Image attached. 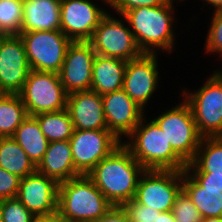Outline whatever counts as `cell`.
<instances>
[{"label": "cell", "instance_id": "obj_9", "mask_svg": "<svg viewBox=\"0 0 222 222\" xmlns=\"http://www.w3.org/2000/svg\"><path fill=\"white\" fill-rule=\"evenodd\" d=\"M139 178L134 201L159 212L171 211L183 189V171L145 169Z\"/></svg>", "mask_w": 222, "mask_h": 222}, {"label": "cell", "instance_id": "obj_17", "mask_svg": "<svg viewBox=\"0 0 222 222\" xmlns=\"http://www.w3.org/2000/svg\"><path fill=\"white\" fill-rule=\"evenodd\" d=\"M101 97L107 129L118 140L122 134L129 136L143 117L142 108L123 89Z\"/></svg>", "mask_w": 222, "mask_h": 222}, {"label": "cell", "instance_id": "obj_7", "mask_svg": "<svg viewBox=\"0 0 222 222\" xmlns=\"http://www.w3.org/2000/svg\"><path fill=\"white\" fill-rule=\"evenodd\" d=\"M154 121L164 131L172 149L186 163H190L203 137L197 130L189 104L184 101L180 106L177 105L168 110Z\"/></svg>", "mask_w": 222, "mask_h": 222}, {"label": "cell", "instance_id": "obj_39", "mask_svg": "<svg viewBox=\"0 0 222 222\" xmlns=\"http://www.w3.org/2000/svg\"><path fill=\"white\" fill-rule=\"evenodd\" d=\"M207 1V3L209 2V4L213 5L216 8V12L217 11H222V0H205Z\"/></svg>", "mask_w": 222, "mask_h": 222}, {"label": "cell", "instance_id": "obj_21", "mask_svg": "<svg viewBox=\"0 0 222 222\" xmlns=\"http://www.w3.org/2000/svg\"><path fill=\"white\" fill-rule=\"evenodd\" d=\"M126 65L127 62L121 59L96 54L93 62L90 90L103 96L123 89Z\"/></svg>", "mask_w": 222, "mask_h": 222}, {"label": "cell", "instance_id": "obj_33", "mask_svg": "<svg viewBox=\"0 0 222 222\" xmlns=\"http://www.w3.org/2000/svg\"><path fill=\"white\" fill-rule=\"evenodd\" d=\"M20 179L0 167V200L17 197Z\"/></svg>", "mask_w": 222, "mask_h": 222}, {"label": "cell", "instance_id": "obj_25", "mask_svg": "<svg viewBox=\"0 0 222 222\" xmlns=\"http://www.w3.org/2000/svg\"><path fill=\"white\" fill-rule=\"evenodd\" d=\"M0 167L19 178L36 171V166L12 137H0Z\"/></svg>", "mask_w": 222, "mask_h": 222}, {"label": "cell", "instance_id": "obj_35", "mask_svg": "<svg viewBox=\"0 0 222 222\" xmlns=\"http://www.w3.org/2000/svg\"><path fill=\"white\" fill-rule=\"evenodd\" d=\"M93 222H131V219L123 207L114 206Z\"/></svg>", "mask_w": 222, "mask_h": 222}, {"label": "cell", "instance_id": "obj_37", "mask_svg": "<svg viewBox=\"0 0 222 222\" xmlns=\"http://www.w3.org/2000/svg\"><path fill=\"white\" fill-rule=\"evenodd\" d=\"M155 222H176V220L172 211H164L160 212V216H157Z\"/></svg>", "mask_w": 222, "mask_h": 222}, {"label": "cell", "instance_id": "obj_18", "mask_svg": "<svg viewBox=\"0 0 222 222\" xmlns=\"http://www.w3.org/2000/svg\"><path fill=\"white\" fill-rule=\"evenodd\" d=\"M66 109L70 114L74 129H107L102 97L92 90L68 94Z\"/></svg>", "mask_w": 222, "mask_h": 222}, {"label": "cell", "instance_id": "obj_41", "mask_svg": "<svg viewBox=\"0 0 222 222\" xmlns=\"http://www.w3.org/2000/svg\"><path fill=\"white\" fill-rule=\"evenodd\" d=\"M107 3H109V5L111 6L114 2H115V0H105Z\"/></svg>", "mask_w": 222, "mask_h": 222}, {"label": "cell", "instance_id": "obj_42", "mask_svg": "<svg viewBox=\"0 0 222 222\" xmlns=\"http://www.w3.org/2000/svg\"><path fill=\"white\" fill-rule=\"evenodd\" d=\"M0 222H3V220H2V215H1V211H0Z\"/></svg>", "mask_w": 222, "mask_h": 222}, {"label": "cell", "instance_id": "obj_22", "mask_svg": "<svg viewBox=\"0 0 222 222\" xmlns=\"http://www.w3.org/2000/svg\"><path fill=\"white\" fill-rule=\"evenodd\" d=\"M37 166L42 160L49 141L40 129L35 116L28 115L11 136Z\"/></svg>", "mask_w": 222, "mask_h": 222}, {"label": "cell", "instance_id": "obj_32", "mask_svg": "<svg viewBox=\"0 0 222 222\" xmlns=\"http://www.w3.org/2000/svg\"><path fill=\"white\" fill-rule=\"evenodd\" d=\"M207 37L206 49L222 53V11H215Z\"/></svg>", "mask_w": 222, "mask_h": 222}, {"label": "cell", "instance_id": "obj_31", "mask_svg": "<svg viewBox=\"0 0 222 222\" xmlns=\"http://www.w3.org/2000/svg\"><path fill=\"white\" fill-rule=\"evenodd\" d=\"M123 209L127 212L132 222H155L157 216H160V212L136 203L134 200H131L125 203Z\"/></svg>", "mask_w": 222, "mask_h": 222}, {"label": "cell", "instance_id": "obj_36", "mask_svg": "<svg viewBox=\"0 0 222 222\" xmlns=\"http://www.w3.org/2000/svg\"><path fill=\"white\" fill-rule=\"evenodd\" d=\"M192 178L204 189H222V175H193Z\"/></svg>", "mask_w": 222, "mask_h": 222}, {"label": "cell", "instance_id": "obj_13", "mask_svg": "<svg viewBox=\"0 0 222 222\" xmlns=\"http://www.w3.org/2000/svg\"><path fill=\"white\" fill-rule=\"evenodd\" d=\"M96 52L89 41H72L59 72L67 94L91 89Z\"/></svg>", "mask_w": 222, "mask_h": 222}, {"label": "cell", "instance_id": "obj_2", "mask_svg": "<svg viewBox=\"0 0 222 222\" xmlns=\"http://www.w3.org/2000/svg\"><path fill=\"white\" fill-rule=\"evenodd\" d=\"M113 207L88 175L59 183L57 216L63 222H93Z\"/></svg>", "mask_w": 222, "mask_h": 222}, {"label": "cell", "instance_id": "obj_30", "mask_svg": "<svg viewBox=\"0 0 222 222\" xmlns=\"http://www.w3.org/2000/svg\"><path fill=\"white\" fill-rule=\"evenodd\" d=\"M3 222H33L36 218L17 198L0 200Z\"/></svg>", "mask_w": 222, "mask_h": 222}, {"label": "cell", "instance_id": "obj_8", "mask_svg": "<svg viewBox=\"0 0 222 222\" xmlns=\"http://www.w3.org/2000/svg\"><path fill=\"white\" fill-rule=\"evenodd\" d=\"M188 100L197 130L202 137L222 136V73L216 72Z\"/></svg>", "mask_w": 222, "mask_h": 222}, {"label": "cell", "instance_id": "obj_15", "mask_svg": "<svg viewBox=\"0 0 222 222\" xmlns=\"http://www.w3.org/2000/svg\"><path fill=\"white\" fill-rule=\"evenodd\" d=\"M61 31L72 41H89L106 12L88 0H61Z\"/></svg>", "mask_w": 222, "mask_h": 222}, {"label": "cell", "instance_id": "obj_28", "mask_svg": "<svg viewBox=\"0 0 222 222\" xmlns=\"http://www.w3.org/2000/svg\"><path fill=\"white\" fill-rule=\"evenodd\" d=\"M23 19V0H0V34L19 35Z\"/></svg>", "mask_w": 222, "mask_h": 222}, {"label": "cell", "instance_id": "obj_11", "mask_svg": "<svg viewBox=\"0 0 222 222\" xmlns=\"http://www.w3.org/2000/svg\"><path fill=\"white\" fill-rule=\"evenodd\" d=\"M89 42L96 54L126 62L142 54L132 31L120 20L110 17L108 13L95 28Z\"/></svg>", "mask_w": 222, "mask_h": 222}, {"label": "cell", "instance_id": "obj_4", "mask_svg": "<svg viewBox=\"0 0 222 222\" xmlns=\"http://www.w3.org/2000/svg\"><path fill=\"white\" fill-rule=\"evenodd\" d=\"M172 3L170 0L160 6L138 7L122 15L134 29L132 33L142 53H154L151 47L172 50Z\"/></svg>", "mask_w": 222, "mask_h": 222}, {"label": "cell", "instance_id": "obj_19", "mask_svg": "<svg viewBox=\"0 0 222 222\" xmlns=\"http://www.w3.org/2000/svg\"><path fill=\"white\" fill-rule=\"evenodd\" d=\"M61 0H23L21 32L61 30Z\"/></svg>", "mask_w": 222, "mask_h": 222}, {"label": "cell", "instance_id": "obj_1", "mask_svg": "<svg viewBox=\"0 0 222 222\" xmlns=\"http://www.w3.org/2000/svg\"><path fill=\"white\" fill-rule=\"evenodd\" d=\"M144 171L133 158L131 151L124 144H120L102 159L88 176L113 206L122 207L134 199L138 176Z\"/></svg>", "mask_w": 222, "mask_h": 222}, {"label": "cell", "instance_id": "obj_3", "mask_svg": "<svg viewBox=\"0 0 222 222\" xmlns=\"http://www.w3.org/2000/svg\"><path fill=\"white\" fill-rule=\"evenodd\" d=\"M142 120L129 135L135 140L124 143L133 158L144 169L184 171L187 163L172 149L164 131L154 120L146 125Z\"/></svg>", "mask_w": 222, "mask_h": 222}, {"label": "cell", "instance_id": "obj_16", "mask_svg": "<svg viewBox=\"0 0 222 222\" xmlns=\"http://www.w3.org/2000/svg\"><path fill=\"white\" fill-rule=\"evenodd\" d=\"M155 53H142L127 62L123 90L142 109L155 91L158 83V70Z\"/></svg>", "mask_w": 222, "mask_h": 222}, {"label": "cell", "instance_id": "obj_20", "mask_svg": "<svg viewBox=\"0 0 222 222\" xmlns=\"http://www.w3.org/2000/svg\"><path fill=\"white\" fill-rule=\"evenodd\" d=\"M36 171L58 184L81 175L74 167L69 140L49 142Z\"/></svg>", "mask_w": 222, "mask_h": 222}, {"label": "cell", "instance_id": "obj_38", "mask_svg": "<svg viewBox=\"0 0 222 222\" xmlns=\"http://www.w3.org/2000/svg\"><path fill=\"white\" fill-rule=\"evenodd\" d=\"M33 222H63L57 215L36 217Z\"/></svg>", "mask_w": 222, "mask_h": 222}, {"label": "cell", "instance_id": "obj_14", "mask_svg": "<svg viewBox=\"0 0 222 222\" xmlns=\"http://www.w3.org/2000/svg\"><path fill=\"white\" fill-rule=\"evenodd\" d=\"M59 184L37 171L21 178L17 199L35 216L57 215Z\"/></svg>", "mask_w": 222, "mask_h": 222}, {"label": "cell", "instance_id": "obj_6", "mask_svg": "<svg viewBox=\"0 0 222 222\" xmlns=\"http://www.w3.org/2000/svg\"><path fill=\"white\" fill-rule=\"evenodd\" d=\"M31 70L59 73L72 40L61 30L21 32Z\"/></svg>", "mask_w": 222, "mask_h": 222}, {"label": "cell", "instance_id": "obj_12", "mask_svg": "<svg viewBox=\"0 0 222 222\" xmlns=\"http://www.w3.org/2000/svg\"><path fill=\"white\" fill-rule=\"evenodd\" d=\"M31 69L20 35L0 38V93L19 94Z\"/></svg>", "mask_w": 222, "mask_h": 222}, {"label": "cell", "instance_id": "obj_10", "mask_svg": "<svg viewBox=\"0 0 222 222\" xmlns=\"http://www.w3.org/2000/svg\"><path fill=\"white\" fill-rule=\"evenodd\" d=\"M120 141L108 129H74L69 143L75 169L81 175H88L102 159L121 144Z\"/></svg>", "mask_w": 222, "mask_h": 222}, {"label": "cell", "instance_id": "obj_24", "mask_svg": "<svg viewBox=\"0 0 222 222\" xmlns=\"http://www.w3.org/2000/svg\"><path fill=\"white\" fill-rule=\"evenodd\" d=\"M191 169L195 170L193 175H222V136L202 138L194 159L185 167L186 171Z\"/></svg>", "mask_w": 222, "mask_h": 222}, {"label": "cell", "instance_id": "obj_26", "mask_svg": "<svg viewBox=\"0 0 222 222\" xmlns=\"http://www.w3.org/2000/svg\"><path fill=\"white\" fill-rule=\"evenodd\" d=\"M27 116L19 94L0 95V137H11Z\"/></svg>", "mask_w": 222, "mask_h": 222}, {"label": "cell", "instance_id": "obj_29", "mask_svg": "<svg viewBox=\"0 0 222 222\" xmlns=\"http://www.w3.org/2000/svg\"><path fill=\"white\" fill-rule=\"evenodd\" d=\"M171 211L176 222H201L202 220L200 211L183 189L177 195Z\"/></svg>", "mask_w": 222, "mask_h": 222}, {"label": "cell", "instance_id": "obj_5", "mask_svg": "<svg viewBox=\"0 0 222 222\" xmlns=\"http://www.w3.org/2000/svg\"><path fill=\"white\" fill-rule=\"evenodd\" d=\"M67 93L59 73L31 70L19 96L28 115L66 109Z\"/></svg>", "mask_w": 222, "mask_h": 222}, {"label": "cell", "instance_id": "obj_40", "mask_svg": "<svg viewBox=\"0 0 222 222\" xmlns=\"http://www.w3.org/2000/svg\"><path fill=\"white\" fill-rule=\"evenodd\" d=\"M201 222H222V217H206L202 218Z\"/></svg>", "mask_w": 222, "mask_h": 222}, {"label": "cell", "instance_id": "obj_23", "mask_svg": "<svg viewBox=\"0 0 222 222\" xmlns=\"http://www.w3.org/2000/svg\"><path fill=\"white\" fill-rule=\"evenodd\" d=\"M182 183L183 190L200 211L202 218L222 217V189L202 188L186 170L183 171Z\"/></svg>", "mask_w": 222, "mask_h": 222}, {"label": "cell", "instance_id": "obj_34", "mask_svg": "<svg viewBox=\"0 0 222 222\" xmlns=\"http://www.w3.org/2000/svg\"><path fill=\"white\" fill-rule=\"evenodd\" d=\"M170 0H115L111 5L113 9L123 15L138 7H154L167 4Z\"/></svg>", "mask_w": 222, "mask_h": 222}, {"label": "cell", "instance_id": "obj_27", "mask_svg": "<svg viewBox=\"0 0 222 222\" xmlns=\"http://www.w3.org/2000/svg\"><path fill=\"white\" fill-rule=\"evenodd\" d=\"M35 117L49 142L69 140L73 135L74 126L67 109L40 113Z\"/></svg>", "mask_w": 222, "mask_h": 222}]
</instances>
